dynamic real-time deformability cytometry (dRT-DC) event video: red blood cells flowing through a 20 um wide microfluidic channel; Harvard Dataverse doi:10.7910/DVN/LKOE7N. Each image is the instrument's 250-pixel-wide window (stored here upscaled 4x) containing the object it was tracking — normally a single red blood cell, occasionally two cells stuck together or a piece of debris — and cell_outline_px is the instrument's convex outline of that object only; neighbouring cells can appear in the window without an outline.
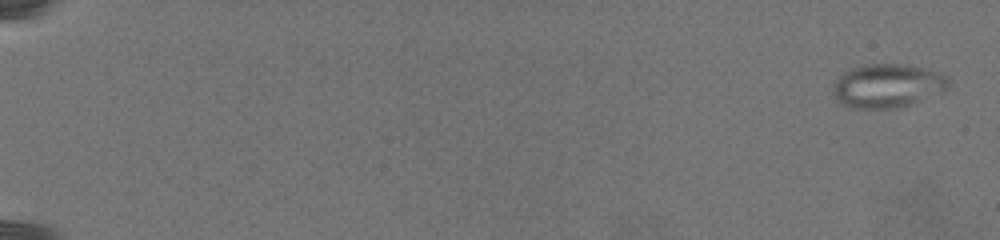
{"species": "common noctule bat (a hibernating species)", "species_latin": "Nyctalus noctula", "temperature_condition": "warm", "stored_images_in_passage": 60, "camera_frame_rate_fps": 3000, "um_per_image_px": 0.085, "animal": {"sex": "female", "body_mass_g": 19.5, "forearm_length_mm": 54.1}, "frame": {"image": 1, "passage_image": 3, "time_ms": 0.667, "image_size_px": [1000, 240], "cell_outline_px": [[948, 88], [944, 92], [908, 104], [892, 108], [852, 108], [840, 104], [836, 100], [832, 92], [832, 88], [836, 80], [848, 68], [864, 64], [904, 64], [940, 72], [948, 76]], "centroid_in_image_um": [75.4, 7.28], "position_along_channel_um": 9.6, "area_um2": 29.54}}
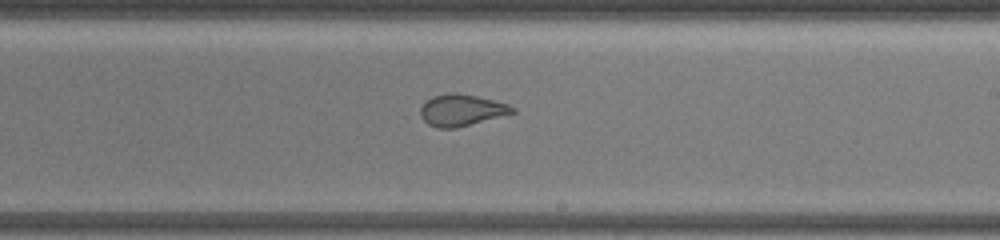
{"frame": {"image": 2, "passage_image": 40, "time_ms": 17.0, "image_size_px": [1000, 240], "cell_outline_px": [[516, 112], [456, 128], [436, 128], [428, 124], [420, 116], [420, 108], [432, 96], [448, 92], [456, 92], [476, 96], [508, 104], [516, 108]], "centroid_in_image_um": [39.21, 9.36], "position_along_channel_um": 249.8, "area_um2": 16.88}}
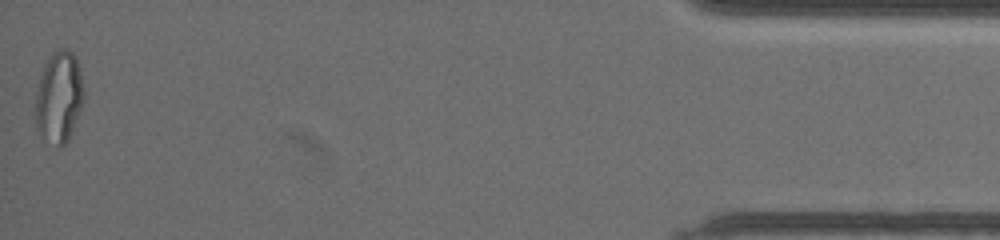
{"frame": {"image": 3, "passage_image": 60, "time_ms": 26.333, "image_size_px": [1000, 240], "cell_outline_px": [[84, 96], [80, 108], [68, 140], [60, 148], [44, 136], [36, 128], [36, 92], [44, 64], [52, 52], [60, 48], [68, 48], [76, 56], [80, 68], [84, 88]], "centroid_in_image_um": [5.03, 8.18], "position_along_channel_um": 430.2, "area_um2": 25.49}}